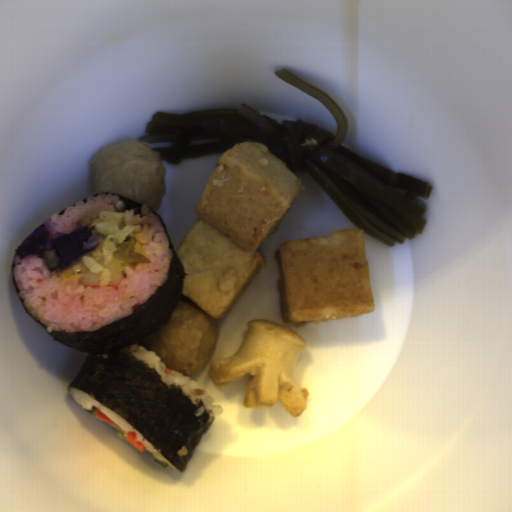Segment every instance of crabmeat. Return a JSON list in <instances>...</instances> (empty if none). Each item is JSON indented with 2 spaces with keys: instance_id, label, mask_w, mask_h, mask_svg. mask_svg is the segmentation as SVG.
<instances>
[{
  "instance_id": "1",
  "label": "crabmeat",
  "mask_w": 512,
  "mask_h": 512,
  "mask_svg": "<svg viewBox=\"0 0 512 512\" xmlns=\"http://www.w3.org/2000/svg\"><path fill=\"white\" fill-rule=\"evenodd\" d=\"M103 268H107L110 274V279L107 287L118 290L119 287L126 279V272L124 262L120 259H111L108 264L105 263L104 256L97 260Z\"/></svg>"
},
{
  "instance_id": "2",
  "label": "crabmeat",
  "mask_w": 512,
  "mask_h": 512,
  "mask_svg": "<svg viewBox=\"0 0 512 512\" xmlns=\"http://www.w3.org/2000/svg\"><path fill=\"white\" fill-rule=\"evenodd\" d=\"M101 283V274L91 273L87 269L84 274L78 279L77 285H81L82 287H93L99 288Z\"/></svg>"
}]
</instances>
